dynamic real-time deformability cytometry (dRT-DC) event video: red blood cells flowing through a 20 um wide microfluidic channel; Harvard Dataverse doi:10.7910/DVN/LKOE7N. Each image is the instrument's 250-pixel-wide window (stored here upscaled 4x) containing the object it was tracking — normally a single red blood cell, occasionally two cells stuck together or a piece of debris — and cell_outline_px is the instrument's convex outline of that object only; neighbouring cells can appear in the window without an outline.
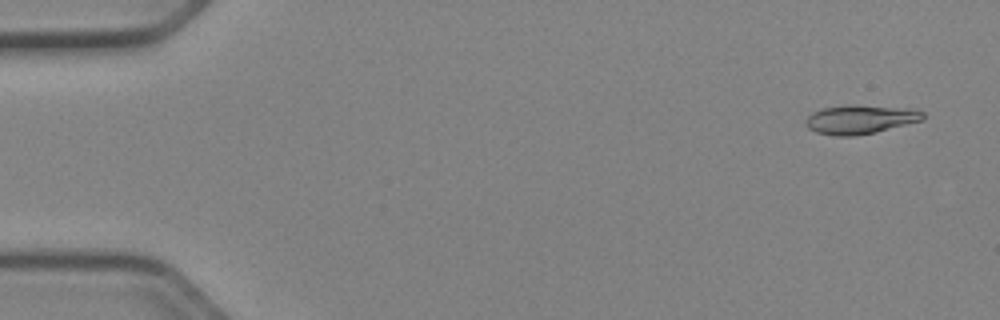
{"species": "Egyptian fruit bat (a non-hibernating species)", "species_latin": "Rousettus aegyptiacus", "temperature_condition": "cold", "stored_images_in_passage": 52, "camera_frame_rate_fps": 3000, "um_per_image_px": 0.085, "animal": {"sex": "female"}, "frame": {"image": 1, "passage_image": 3, "time_ms": 0.667, "image_size_px": [1000, 320], "cell_outline_px": [[924, 120], [876, 132], [852, 136], [836, 136], [816, 132], [808, 128], [804, 120], [812, 112], [820, 108], [848, 104], [856, 104], [908, 108], [924, 112]], "centroid_in_image_um": [73.1, 10.13], "position_along_channel_um": 11.9, "area_um2": 20.06}}
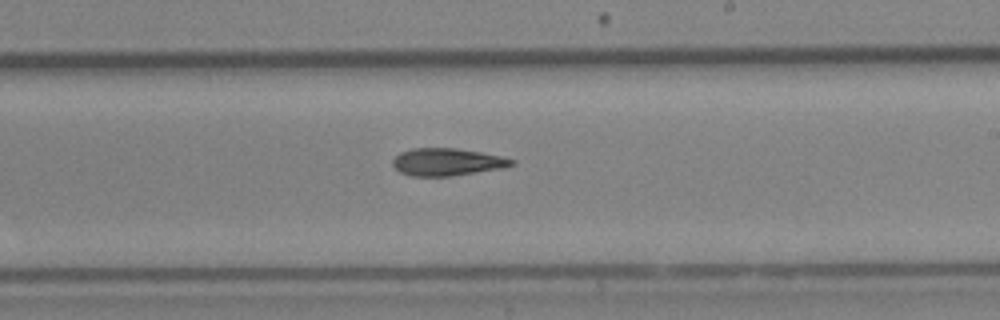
{"frame": {"image": 2, "passage_image": 31, "time_ms": 10.0, "image_size_px": [1000, 320], "cell_outline_px": [[516, 164], [504, 168], [452, 176], [412, 176], [400, 172], [392, 164], [392, 160], [400, 152], [412, 148], [456, 148], [480, 152], [500, 156], [516, 160]], "centroid_in_image_um": [38.02, 13.77], "position_along_channel_um": 251.0, "area_um2": 19.07}}
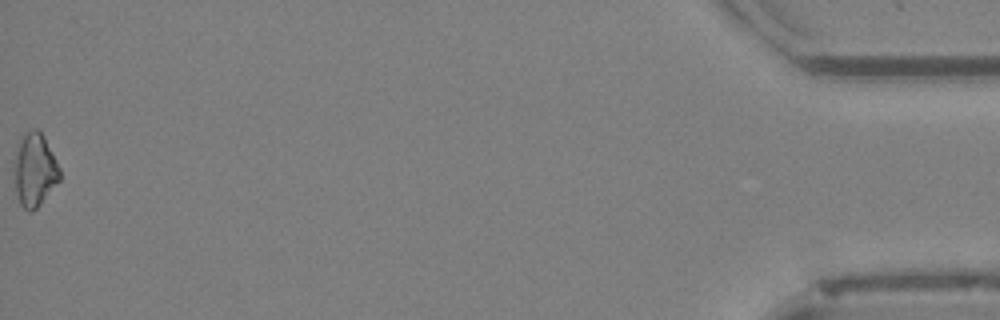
{"frame": {"image": 3, "passage_image": 52, "time_ms": 17.0, "image_size_px": [1000, 320], "cell_outline_px": [[60, 180], [40, 204], [32, 212], [28, 212], [20, 204], [16, 192], [12, 172], [12, 160], [20, 136], [24, 132], [32, 128], [36, 128], [44, 136], [60, 168]], "centroid_in_image_um": [2.89, 14.41], "position_along_channel_um": 432.3, "area_um2": 20.06}, "authors_computed_cell_mechanics": {"area_um2": 19.074, "velocity_mm_per_s": 3.9738, "shape_relaxation_time_tau1_ms": 6.4918, "shape_relaxation_time_tau2_ms": null, "deformation_change_tau1": 0.1489, "deformation_change_tau2": null}}